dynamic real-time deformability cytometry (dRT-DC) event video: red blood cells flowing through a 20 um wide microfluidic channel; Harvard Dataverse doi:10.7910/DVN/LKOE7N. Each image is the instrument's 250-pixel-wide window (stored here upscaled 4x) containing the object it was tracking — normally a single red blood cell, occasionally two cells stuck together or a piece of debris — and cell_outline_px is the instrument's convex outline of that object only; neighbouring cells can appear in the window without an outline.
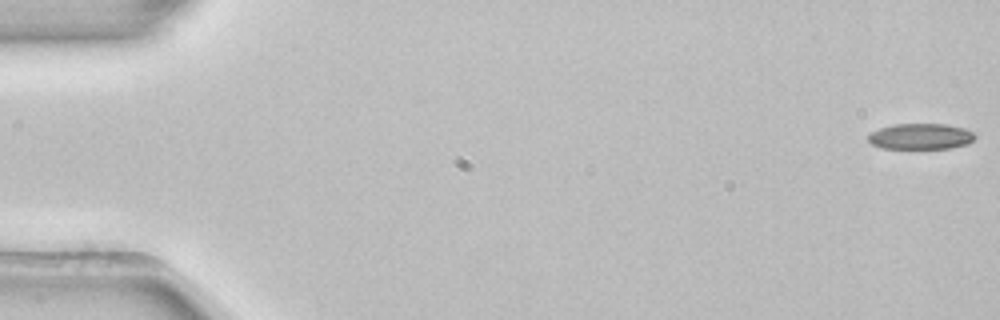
{"species": "common noctule bat (a hibernating species)", "species_latin": "Nyctalus noctula", "temperature_condition": "room temperature", "stored_images_in_passage": 53, "camera_frame_rate_fps": 3000, "um_per_image_px": 0.085, "animal": {"sex": "female", "body_mass_g": 22.7, "forearm_length_mm": 54.2}, "frame": {"image": 1, "passage_image": 1, "time_ms": 0.0, "image_size_px": [1000, 320], "cell_outline_px": [[976, 136], [968, 144], [952, 148], [884, 148], [872, 144], [868, 140], [868, 136], [872, 132], [880, 128], [896, 124], [944, 124], [964, 128], [972, 132]], "centroid_in_image_um": [78.28, 11.59], "position_along_channel_um": 6.7, "area_um2": 15.9}}
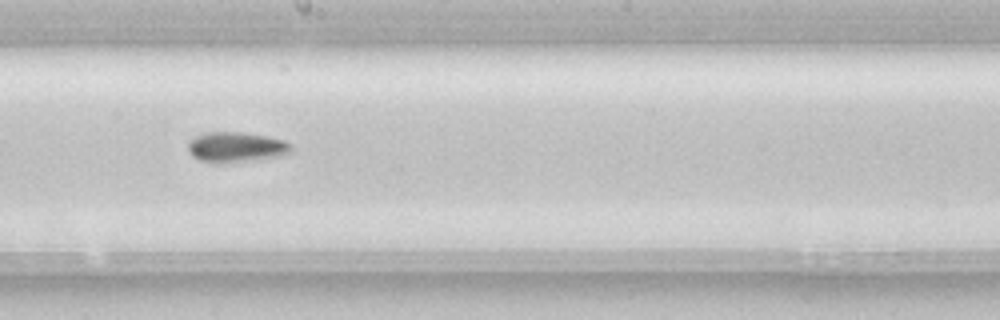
{"frame": {"image": 2, "passage_image": 30, "time_ms": 9.667, "image_size_px": [1000, 320], "cell_outline_px": [[292, 152], [280, 156], [256, 160], [200, 160], [192, 156], [188, 152], [188, 140], [204, 132], [240, 132], [264, 136], [284, 140], [292, 144]], "centroid_in_image_um": [20.09, 12.46], "position_along_channel_um": 228.1, "area_um2": 17.63}}
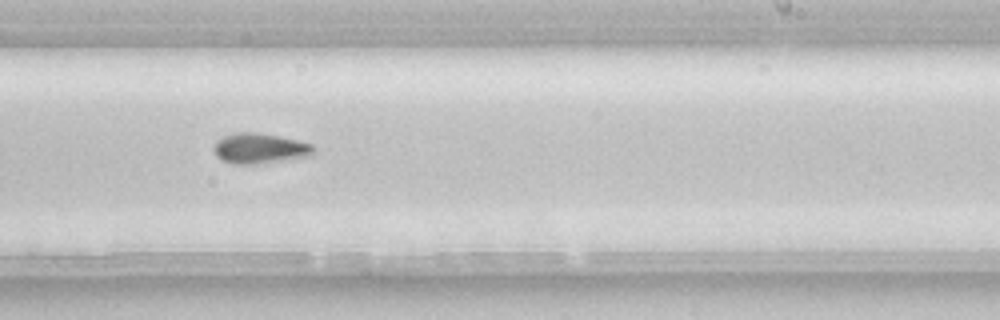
{"frame": {"image": 3, "passage_image": 33, "time_ms": 10.667, "image_size_px": [1000, 320], "cell_outline_px": [[316, 152], [312, 156], [256, 164], [232, 164], [220, 160], [216, 156], [212, 148], [212, 144], [216, 140], [224, 136], [236, 132], [252, 132], [280, 136], [312, 144], [316, 148]], "centroid_in_image_um": [22.06, 12.62], "position_along_channel_um": 266.9, "area_um2": 17.98}, "authors_computed_cell_mechanics": {"area_um2": 17.1088, "velocity_mm_per_s": 3.9106, "shape_relaxation_time_tau1_ms": 4.3505, "shape_relaxation_time_tau2_ms": null, "deformation_change_tau1": 0.1163, "deformation_change_tau2": null}}